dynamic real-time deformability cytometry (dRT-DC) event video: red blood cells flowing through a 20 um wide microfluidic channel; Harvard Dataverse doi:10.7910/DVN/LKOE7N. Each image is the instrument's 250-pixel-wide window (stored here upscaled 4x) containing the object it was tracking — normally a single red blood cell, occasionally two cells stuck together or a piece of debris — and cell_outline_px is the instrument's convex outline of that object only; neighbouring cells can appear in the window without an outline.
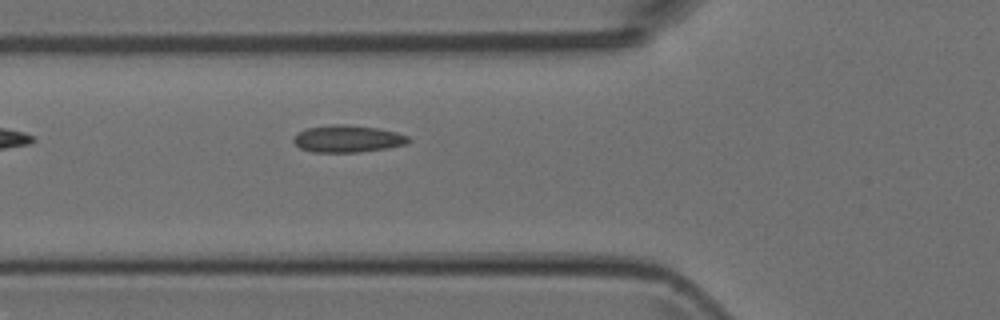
{"species": "Egyptian fruit bat (a non-hibernating species)", "species_latin": "Rousettus aegyptiacus", "temperature_condition": "room temperature", "stored_images_in_passage": 5, "camera_frame_rate_fps": 3000, "um_per_image_px": 0.085, "animal": {"sex": "female"}, "frame": {"image": 1, "passage_image": 5, "time_ms": 5.0, "image_size_px": [1000, 320], "cell_outline_px": [[412, 140], [408, 144], [388, 148], [360, 152], [312, 152], [300, 148], [292, 140], [300, 132], [308, 128], [332, 124], [344, 124], [376, 128], [396, 132], [408, 136]], "centroid_in_image_um": [29.59, 11.8], "position_along_channel_um": 96.2, "area_um2": 18.09}}